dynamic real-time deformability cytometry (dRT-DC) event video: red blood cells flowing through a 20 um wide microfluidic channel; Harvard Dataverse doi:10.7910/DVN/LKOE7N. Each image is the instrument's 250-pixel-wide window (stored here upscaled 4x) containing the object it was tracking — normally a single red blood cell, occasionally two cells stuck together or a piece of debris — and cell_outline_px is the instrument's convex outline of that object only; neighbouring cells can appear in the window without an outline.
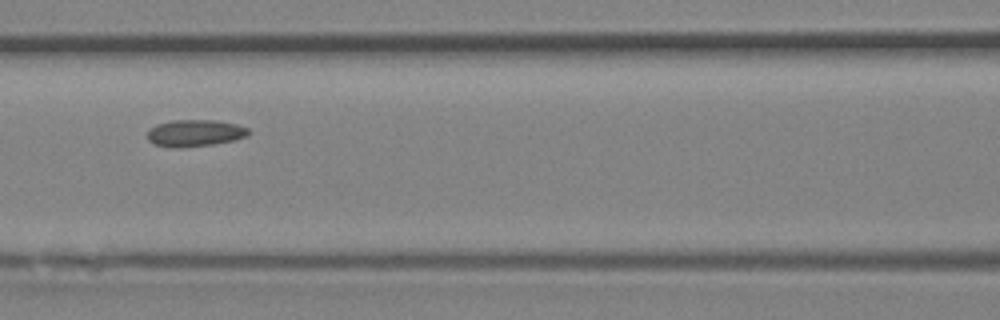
{"species": "Egyptian fruit bat (a non-hibernating species)", "species_latin": "Rousettus aegyptiacus", "temperature_condition": "room temperature", "stored_images_in_passage": 5, "camera_frame_rate_fps": 3000, "um_per_image_px": 0.085, "animal": {"sex": "female"}, "frame": {"image": 1, "passage_image": 5, "time_ms": 1.333, "image_size_px": [1000, 320], "cell_outline_px": [[248, 136], [232, 140], [212, 144], [180, 148], [172, 148], [156, 144], [148, 140], [148, 132], [156, 124], [172, 120], [216, 120], [236, 124], [248, 128]], "centroid_in_image_um": [16.56, 11.31], "position_along_channel_um": 150.0, "area_um2": 15.66}}